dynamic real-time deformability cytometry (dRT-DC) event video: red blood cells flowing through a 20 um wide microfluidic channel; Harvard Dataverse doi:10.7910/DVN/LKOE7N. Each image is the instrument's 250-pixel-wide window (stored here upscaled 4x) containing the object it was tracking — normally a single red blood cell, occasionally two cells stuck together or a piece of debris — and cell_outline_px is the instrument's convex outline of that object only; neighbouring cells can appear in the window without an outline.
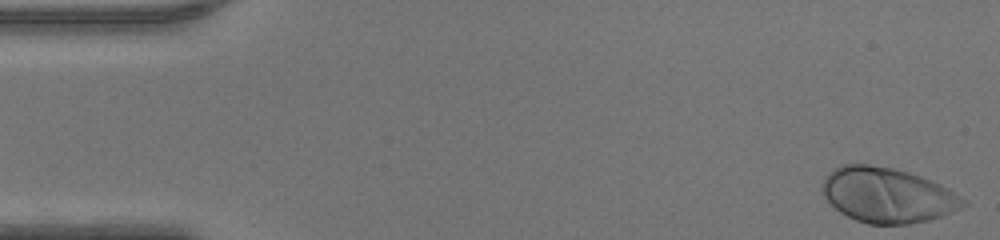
{"species": "human", "species_latin": "Homo sapiens", "temperature_condition": "warm", "stored_images_in_passage": 47, "camera_frame_rate_fps": 3000, "um_per_image_px": 0.085, "donor": {"sex": "male"}, "frame": {"image": 1, "passage_image": 1, "time_ms": 0.0, "image_size_px": [1000, 240], "cell_outline_px": [[968, 204], [952, 212], [928, 220], [908, 224], [868, 224], [856, 220], [840, 212], [820, 192], [820, 184], [824, 176], [828, 172], [840, 164], [868, 164], [892, 168], [908, 172], [920, 176], [940, 184], [948, 188], [968, 200]], "centroid_in_image_um": [75.4, 16.57], "position_along_channel_um": 9.6, "area_um2": 45.43}}
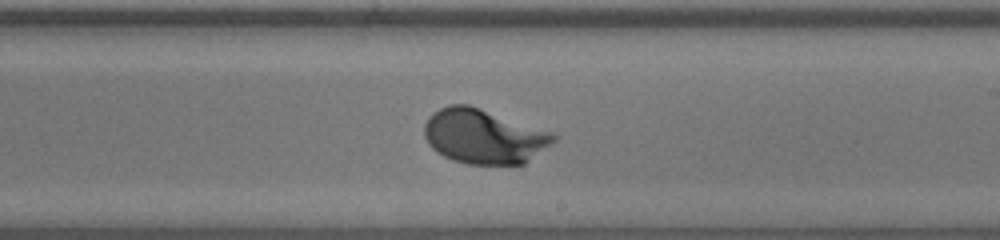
{"frame": {"image": 2, "passage_image": 27, "time_ms": 8.667, "image_size_px": [1000, 240], "cell_outline_px": [[556, 140], [552, 144], [524, 164], [468, 164], [452, 160], [436, 152], [428, 144], [424, 136], [424, 124], [428, 116], [432, 112], [448, 104], [468, 104], [552, 132], [556, 136]], "centroid_in_image_um": [41.09, 11.59], "position_along_channel_um": 247.9, "area_um2": 41.21}}
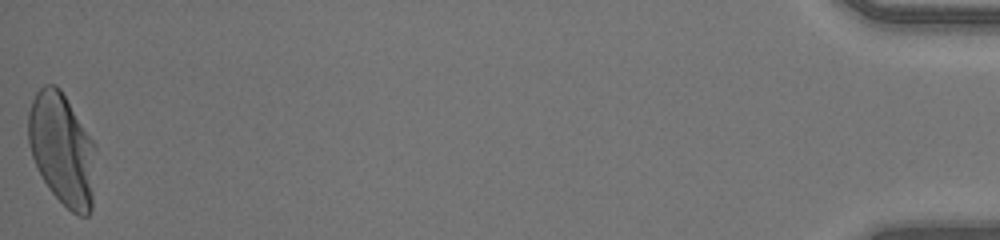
{"frame": {"image": 3, "passage_image": 47, "time_ms": 15.333, "image_size_px": [1000, 240], "cell_outline_px": [[96, 148], [92, 208], [88, 216], [80, 216], [72, 212], [48, 188], [32, 156], [28, 144], [28, 112], [32, 100], [36, 92], [44, 84], [56, 84], [60, 88], [96, 144]], "centroid_in_image_um": [5.29, 12.66], "position_along_channel_um": 429.9, "area_um2": 44.16}}